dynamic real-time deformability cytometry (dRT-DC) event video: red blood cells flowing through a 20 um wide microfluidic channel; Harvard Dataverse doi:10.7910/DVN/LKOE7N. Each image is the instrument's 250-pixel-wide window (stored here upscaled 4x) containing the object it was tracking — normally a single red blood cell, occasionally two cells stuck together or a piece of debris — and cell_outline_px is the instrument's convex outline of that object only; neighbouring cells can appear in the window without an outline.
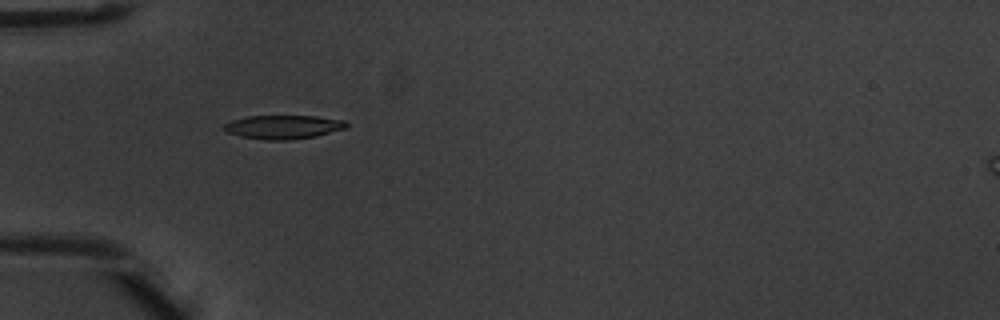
{"species": "common noctule bat (a hibernating species)", "species_latin": "Nyctalus noctula", "temperature_condition": "warm", "stored_images_in_passage": 2, "camera_frame_rate_fps": 3000, "um_per_image_px": 0.085, "animal": {"sex": "male", "body_mass_g": 20.1, "forearm_length_mm": 53.5}, "frame": {"image": 1, "passage_image": 1, "time_ms": 0.0, "image_size_px": [1000, 320], "cell_outline_px": [[348, 124], [344, 128], [316, 136], [288, 140], [268, 140], [240, 136], [228, 132], [220, 128], [224, 124], [232, 120], [248, 116], [316, 116], [344, 120]], "centroid_in_image_um": [24.04, 10.79], "position_along_channel_um": 61.0, "area_um2": 16.82}}